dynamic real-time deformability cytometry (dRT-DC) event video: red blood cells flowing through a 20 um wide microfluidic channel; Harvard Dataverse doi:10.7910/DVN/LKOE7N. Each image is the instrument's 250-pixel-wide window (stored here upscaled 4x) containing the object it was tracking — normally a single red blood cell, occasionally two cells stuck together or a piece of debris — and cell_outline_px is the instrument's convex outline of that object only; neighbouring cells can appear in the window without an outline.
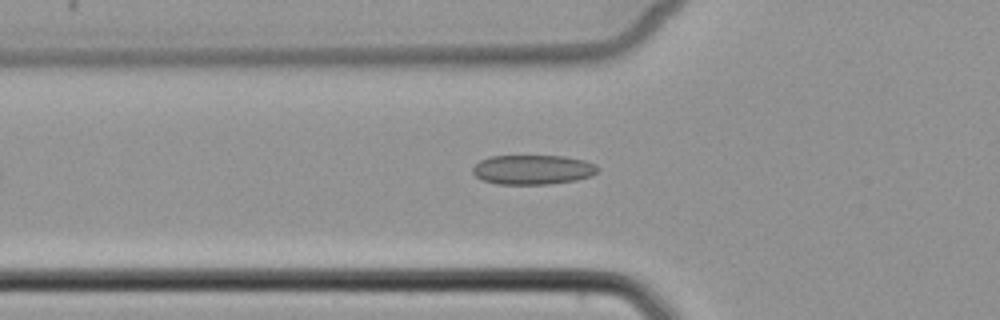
{"species": "common noctule bat (a hibernating species)", "species_latin": "Nyctalus noctula", "temperature_condition": "cold", "stored_images_in_passage": 5, "camera_frame_rate_fps": 3000, "um_per_image_px": 0.085, "animal": {"sex": "female", "body_mass_g": 22.7, "forearm_length_mm": 54.2}, "frame": {"image": 1, "passage_image": 5, "time_ms": 5.333, "image_size_px": [1000, 320], "cell_outline_px": [[600, 168], [592, 176], [576, 180], [548, 184], [496, 184], [480, 180], [472, 172], [472, 168], [480, 160], [492, 156], [564, 156], [584, 160], [596, 164]], "centroid_in_image_um": [45.29, 14.42], "position_along_channel_um": 80.5, "area_um2": 21.68}}